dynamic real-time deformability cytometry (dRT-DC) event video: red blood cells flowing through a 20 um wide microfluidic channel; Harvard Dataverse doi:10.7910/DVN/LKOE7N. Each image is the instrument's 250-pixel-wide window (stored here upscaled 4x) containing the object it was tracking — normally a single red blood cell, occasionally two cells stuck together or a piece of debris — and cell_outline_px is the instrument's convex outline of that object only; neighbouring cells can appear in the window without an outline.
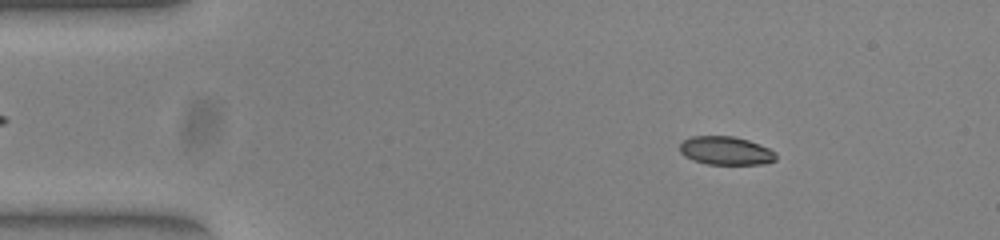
{"species": "common noctule bat (a hibernating species)", "species_latin": "Nyctalus noctula", "temperature_condition": "warm", "stored_images_in_passage": 52, "camera_frame_rate_fps": 3000, "um_per_image_px": 0.085, "animal": {"sex": "female", "body_mass_g": 23.0, "forearm_length_mm": 53.4}, "frame": {"image": 1, "passage_image": 7, "time_ms": 2.0, "image_size_px": [1000, 240], "cell_outline_px": [[776, 160], [764, 164], [708, 164], [692, 160], [684, 156], [680, 152], [680, 144], [684, 140], [692, 136], [732, 136], [748, 140], [760, 144], [776, 152]], "centroid_in_image_um": [61.7, 12.81], "position_along_channel_um": 23.3, "area_um2": 15.95}}
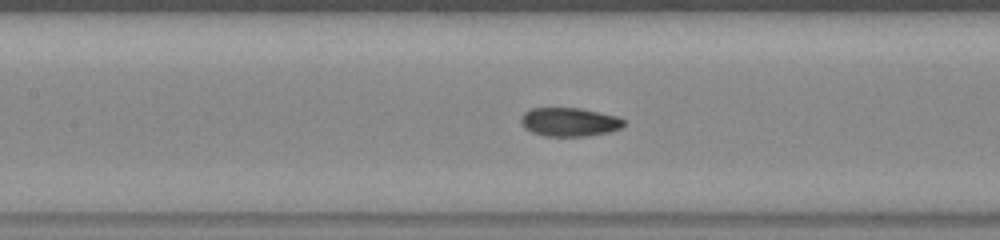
{"frame": {"image": 2, "passage_image": 23, "time_ms": 7.333, "image_size_px": [1000, 240], "cell_outline_px": [[624, 124], [620, 128], [608, 132], [584, 136], [544, 136], [532, 132], [524, 128], [520, 124], [520, 116], [524, 112], [532, 108], [580, 108], [620, 116], [624, 120]], "centroid_in_image_um": [48.37, 10.36], "position_along_channel_um": 159.0, "area_um2": 17.34}}
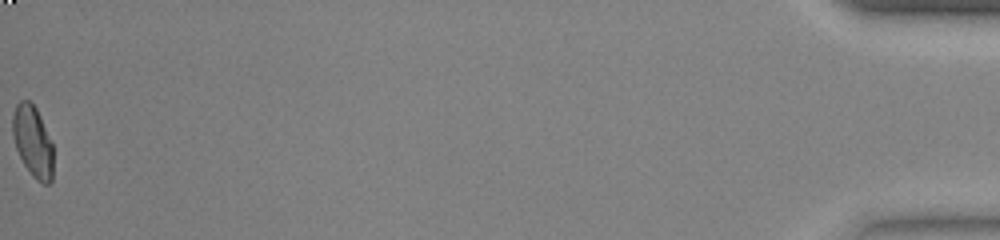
{"frame": {"image": 3, "passage_image": 52, "time_ms": 17.0, "image_size_px": [1000, 240], "cell_outline_px": [[52, 180], [48, 184], [44, 184], [36, 180], [32, 176], [24, 164], [16, 148], [12, 136], [12, 116], [16, 104], [20, 100], [28, 100], [36, 108], [40, 116], [52, 144]], "centroid_in_image_um": [2.76, 12.02], "position_along_channel_um": 432.4, "area_um2": 16.76}, "authors_computed_cell_mechanics": {"area_um2": 17.2244, "velocity_mm_per_s": 3.9311, "shape_relaxation_time_tau1_ms": 7.4577, "shape_relaxation_time_tau2_ms": 1.026, "deformation_change_tau1": 0.212, "deformation_change_tau2": 0.0529}}